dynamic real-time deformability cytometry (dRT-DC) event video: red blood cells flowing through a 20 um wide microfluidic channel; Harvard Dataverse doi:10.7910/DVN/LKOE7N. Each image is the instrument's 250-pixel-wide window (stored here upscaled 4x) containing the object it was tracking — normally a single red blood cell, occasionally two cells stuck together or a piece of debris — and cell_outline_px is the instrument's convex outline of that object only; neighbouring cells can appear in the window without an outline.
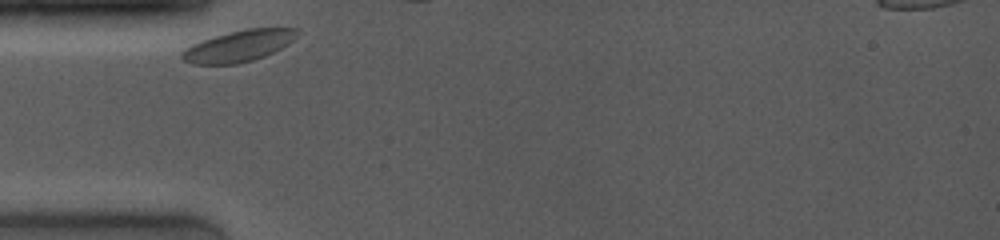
{"species": "common noctule bat (a hibernating species)", "species_latin": "Nyctalus noctula", "temperature_condition": "room temperature", "stored_images_in_passage": 4, "camera_frame_rate_fps": 4000, "um_per_image_px": 0.085, "animal": {"sex": "female", "body_mass_g": 19.0, "forearm_length_mm": 53.3}, "frame": {"image": 1, "passage_image": 1, "time_ms": 0.0, "image_size_px": [1000, 240], "cell_outline_px": [[300, 32], [288, 44], [264, 56], [252, 60], [236, 64], [192, 64], [184, 60], [180, 56], [180, 52], [184, 48], [200, 40], [212, 36], [228, 32], [248, 28], [300, 28]], "centroid_in_image_um": [20.25, 3.9], "position_along_channel_um": 64.7, "area_um2": 21.15}}